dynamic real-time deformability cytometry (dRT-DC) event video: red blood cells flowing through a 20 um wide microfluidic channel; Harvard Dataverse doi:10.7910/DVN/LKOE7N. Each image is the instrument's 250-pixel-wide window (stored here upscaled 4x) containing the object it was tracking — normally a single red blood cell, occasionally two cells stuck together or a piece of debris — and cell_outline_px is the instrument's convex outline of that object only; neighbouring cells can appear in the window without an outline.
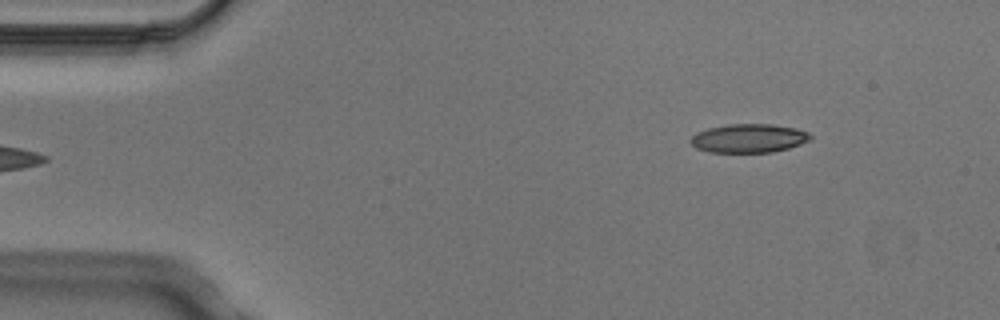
{"species": "Egyptian fruit bat (a non-hibernating species)", "species_latin": "Rousettus aegyptiacus", "temperature_condition": "cold", "stored_images_in_passage": 5, "segment_of_instrument_passage": [2, 2], "camera_frame_rate_fps": 3000, "um_per_image_px": 0.085, "animal": {"sex": "male"}, "frame": {"image": 1, "passage_image": 5, "time_ms": 1.333, "image_size_px": [1000, 320], "cell_outline_px": [[812, 136], [808, 140], [800, 144], [788, 148], [772, 152], [708, 152], [696, 148], [688, 140], [696, 132], [708, 128], [728, 124], [772, 124], [796, 128], [808, 132]], "centroid_in_image_um": [63.61, 11.75], "position_along_channel_um": 21.4, "area_um2": 20.06}}